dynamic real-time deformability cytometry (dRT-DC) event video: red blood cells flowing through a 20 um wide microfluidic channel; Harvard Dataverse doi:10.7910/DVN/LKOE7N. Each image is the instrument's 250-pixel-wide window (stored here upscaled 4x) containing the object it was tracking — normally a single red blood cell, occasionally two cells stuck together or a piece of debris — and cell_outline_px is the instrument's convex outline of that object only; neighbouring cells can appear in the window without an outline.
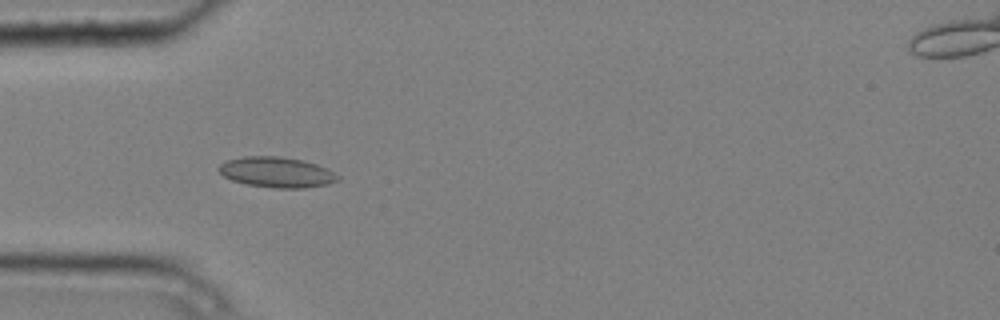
{"species": "common noctule bat (a hibernating species)", "species_latin": "Nyctalus noctula", "temperature_condition": "cold", "stored_images_in_passage": 5, "camera_frame_rate_fps": 3000, "um_per_image_px": 0.085, "animal": {"sex": "male", "body_mass_g": 20.4}, "frame": {"image": 1, "passage_image": 4, "time_ms": 1.0, "image_size_px": [1000, 320], "cell_outline_px": [[340, 180], [328, 184], [304, 188], [272, 188], [248, 184], [232, 180], [224, 176], [216, 168], [220, 164], [228, 160], [244, 156], [280, 156], [304, 160], [316, 164], [340, 176]], "centroid_in_image_um": [23.51, 14.64], "position_along_channel_um": 61.5, "area_um2": 21.1}}
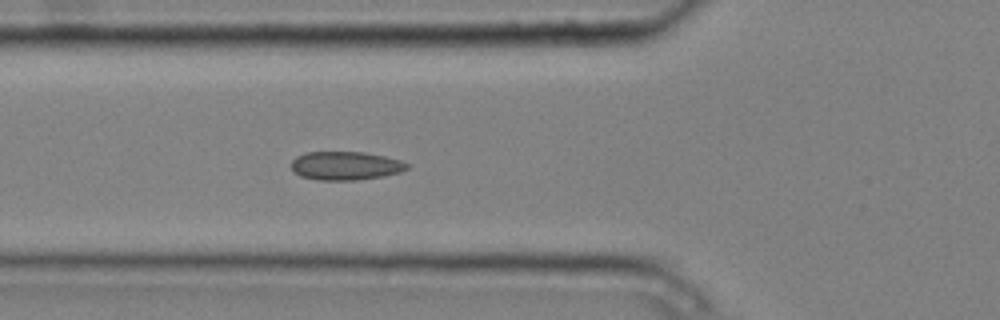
{"frame": {"image": 2, "passage_image": 5, "time_ms": 1.333, "image_size_px": [1000, 320], "cell_outline_px": [[408, 168], [400, 172], [384, 176], [356, 180], [320, 180], [300, 176], [292, 172], [292, 160], [296, 156], [308, 152], [364, 152], [384, 156], [400, 160], [408, 164]], "centroid_in_image_um": [29.35, 14.09], "position_along_channel_um": 96.4, "area_um2": 19.25}}